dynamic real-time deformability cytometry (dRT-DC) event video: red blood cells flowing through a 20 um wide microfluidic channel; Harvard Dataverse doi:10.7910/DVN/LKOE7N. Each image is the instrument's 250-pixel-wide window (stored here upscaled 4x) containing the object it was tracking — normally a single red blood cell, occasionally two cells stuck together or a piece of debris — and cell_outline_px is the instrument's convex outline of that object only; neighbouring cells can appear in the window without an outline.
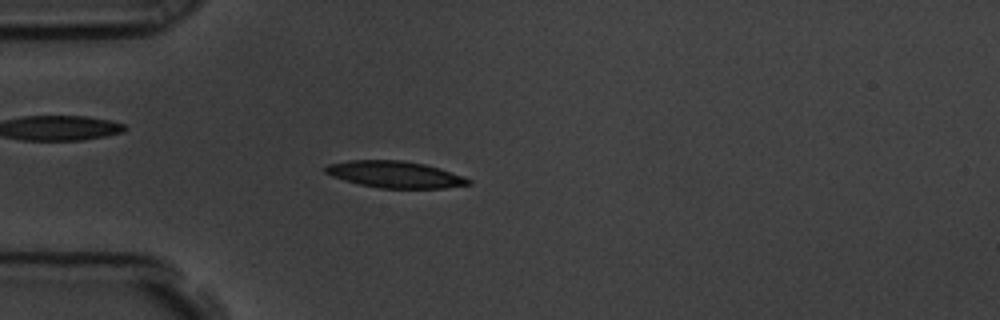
{"species": "common noctule bat (a hibernating species)", "species_latin": "Nyctalus noctula", "temperature_condition": "room temperature", "stored_images_in_passage": 46, "camera_frame_rate_fps": 3000, "um_per_image_px": 0.085, "animal": {"sex": "male", "body_mass_g": 19.5, "forearm_length_mm": 54.6}, "frame": {"image": 1, "passage_image": 5, "time_ms": 1.333, "image_size_px": [1000, 320], "cell_outline_px": [[472, 184], [444, 188], [380, 188], [360, 184], [344, 180], [332, 176], [324, 172], [324, 168], [328, 164], [348, 160], [404, 160], [424, 164], [440, 168], [464, 176], [472, 180]], "centroid_in_image_um": [33.59, 14.82], "position_along_channel_um": 51.4, "area_um2": 22.31}}
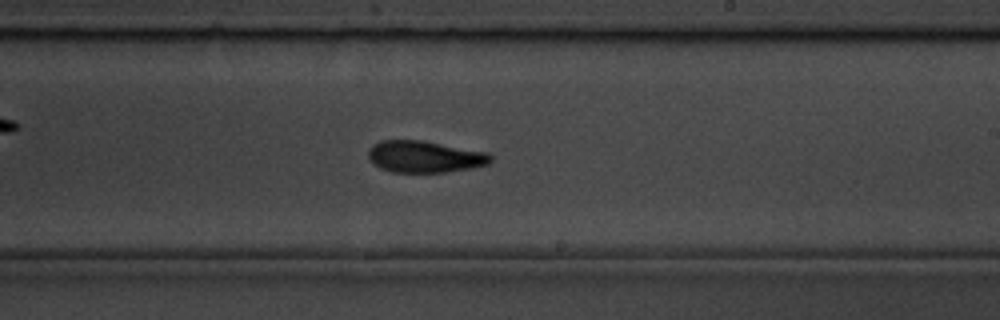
{"frame": {"image": 2, "passage_image": 23, "time_ms": 7.333, "image_size_px": [1000, 320], "cell_outline_px": [[492, 160], [488, 164], [468, 168], [444, 172], [392, 172], [380, 168], [372, 164], [368, 156], [368, 148], [372, 144], [380, 140], [424, 140], [488, 152], [492, 156]], "centroid_in_image_um": [36.06, 13.3], "position_along_channel_um": 252.9, "area_um2": 22.83}}
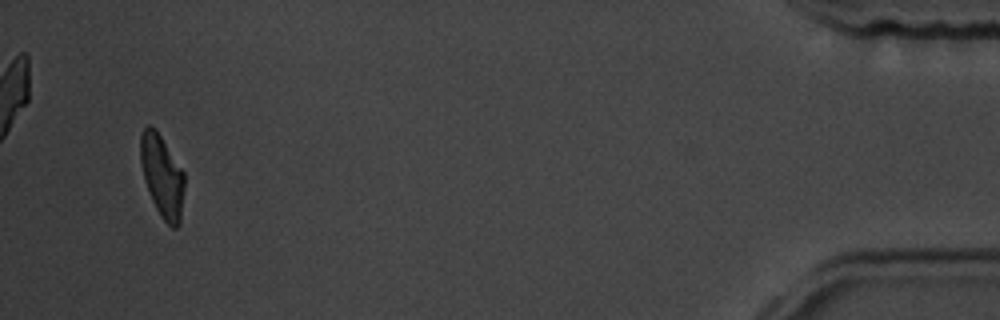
{"frame": {"image": 3, "passage_image": 44, "time_ms": 14.333, "image_size_px": [1000, 320], "cell_outline_px": [[184, 188], [180, 224], [176, 228], [172, 228], [164, 220], [156, 208], [152, 200], [144, 180], [140, 160], [140, 136], [144, 128], [148, 124], [152, 124], [156, 128], [184, 172]], "centroid_in_image_um": [13.77, 14.93], "position_along_channel_um": 421.4, "area_um2": 21.15}, "authors_computed_cell_mechanics": {"area_um2": 22.3975, "velocity_mm_per_s": 3.5445, "shape_relaxation_time_tau1_ms": 4.9096, "shape_relaxation_time_tau2_ms": 2.8776, "deformation_change_tau1": 0.1583, "deformation_change_tau2": 0.1024}}